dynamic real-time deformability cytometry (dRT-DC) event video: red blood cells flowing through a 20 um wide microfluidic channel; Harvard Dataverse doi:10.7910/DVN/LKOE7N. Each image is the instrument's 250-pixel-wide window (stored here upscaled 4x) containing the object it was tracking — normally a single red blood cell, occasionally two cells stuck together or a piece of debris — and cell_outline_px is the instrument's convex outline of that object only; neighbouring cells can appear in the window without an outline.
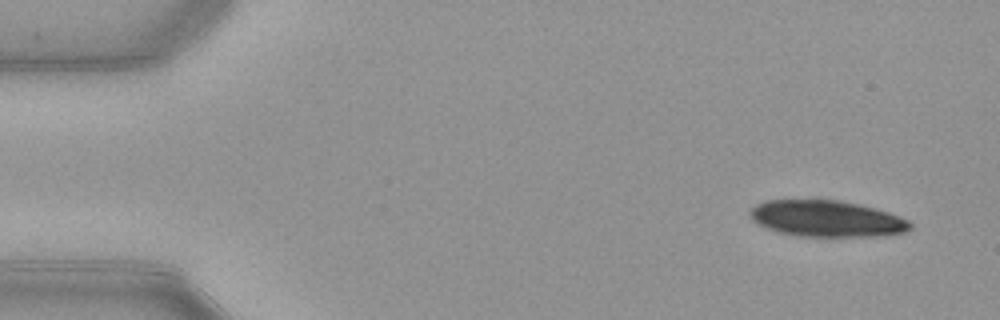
{"species": "common noctule bat (a hibernating species)", "species_latin": "Nyctalus noctula", "temperature_condition": "warm", "stored_images_in_passage": 13, "camera_frame_rate_fps": 3000, "um_per_image_px": 0.085, "animal": {"sex": "female", "body_mass_g": 21.9}, "frame": {"image": 1, "passage_image": 1, "time_ms": 0.0, "image_size_px": [1000, 320], "cell_outline_px": [[912, 228], [904, 232], [888, 236], [796, 236], [776, 232], [756, 224], [748, 216], [748, 212], [756, 204], [764, 200], [816, 196], [840, 200], [888, 212], [900, 216], [908, 220], [912, 224]], "centroid_in_image_um": [70.18, 18.54], "position_along_channel_um": 14.8, "area_um2": 35.26}}